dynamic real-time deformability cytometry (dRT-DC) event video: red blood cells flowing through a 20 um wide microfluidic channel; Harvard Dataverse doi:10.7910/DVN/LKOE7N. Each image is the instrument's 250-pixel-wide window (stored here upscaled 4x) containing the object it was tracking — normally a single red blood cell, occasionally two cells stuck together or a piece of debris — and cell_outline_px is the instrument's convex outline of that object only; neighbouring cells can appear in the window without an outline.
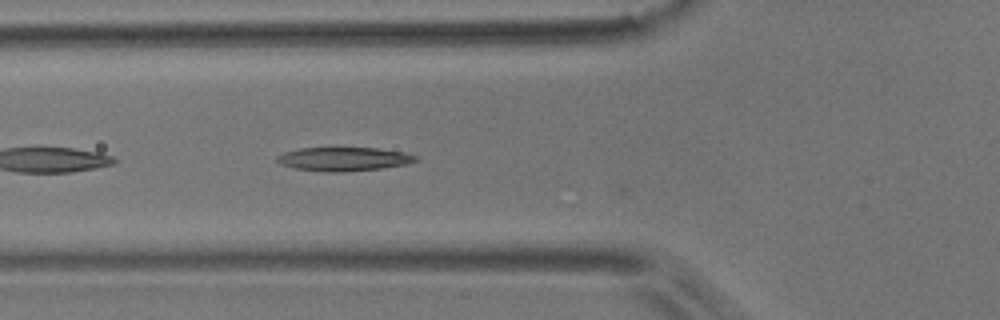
{"species": "common noctule bat (a hibernating species)", "species_latin": "Nyctalus noctula", "temperature_condition": "room temperature", "stored_images_in_passage": 19, "camera_frame_rate_fps": 3000, "um_per_image_px": 0.085, "animal": {"sex": "male", "body_mass_g": 17.9}, "frame": {"image": 1, "passage_image": 17, "time_ms": 5.333, "image_size_px": [1000, 320], "cell_outline_px": [[416, 160], [404, 164], [380, 168], [340, 172], [328, 172], [296, 168], [280, 164], [276, 160], [276, 156], [284, 152], [300, 148], [380, 148], [404, 152], [416, 156]], "centroid_in_image_um": [29.17, 13.51], "position_along_channel_um": 96.6, "area_um2": 18.9}}